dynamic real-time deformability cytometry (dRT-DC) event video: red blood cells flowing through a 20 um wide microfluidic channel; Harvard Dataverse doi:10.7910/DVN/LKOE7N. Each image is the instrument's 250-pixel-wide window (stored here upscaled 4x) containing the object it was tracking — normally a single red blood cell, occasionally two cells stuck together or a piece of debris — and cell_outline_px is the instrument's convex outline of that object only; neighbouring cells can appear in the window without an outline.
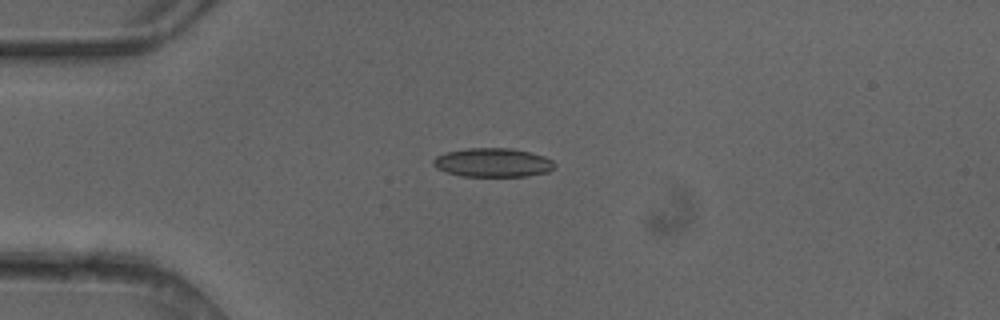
{"species": "common noctule bat (a hibernating species)", "species_latin": "Nyctalus noctula", "temperature_condition": "cold", "stored_images_in_passage": 4, "camera_frame_rate_fps": 3000, "um_per_image_px": 0.085, "animal": {"sex": "female"}, "frame": {"image": 1, "passage_image": 2, "time_ms": 0.333, "image_size_px": [1000, 320], "cell_outline_px": [[556, 164], [548, 172], [524, 176], [460, 176], [436, 168], [432, 164], [432, 160], [436, 156], [444, 152], [468, 148], [512, 148], [544, 156], [552, 160]], "centroid_in_image_um": [41.86, 13.81], "position_along_channel_um": 43.1, "area_um2": 20.4}}
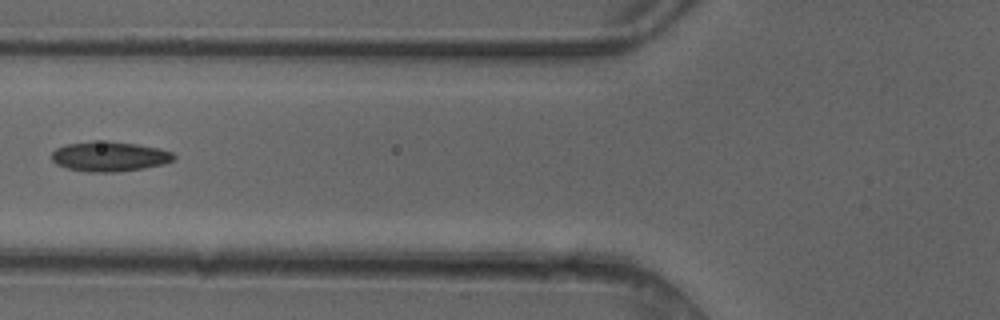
{"frame": {"image": 2, "passage_image": 4, "time_ms": 1.0, "image_size_px": [1000, 320], "cell_outline_px": [[176, 160], [164, 164], [144, 168], [116, 172], [88, 172], [68, 168], [56, 164], [52, 160], [52, 152], [56, 148], [68, 144], [92, 140], [108, 140], [136, 144], [160, 148], [172, 152], [176, 156]], "centroid_in_image_um": [9.33, 13.29], "position_along_channel_um": 116.5, "area_um2": 21.56}}